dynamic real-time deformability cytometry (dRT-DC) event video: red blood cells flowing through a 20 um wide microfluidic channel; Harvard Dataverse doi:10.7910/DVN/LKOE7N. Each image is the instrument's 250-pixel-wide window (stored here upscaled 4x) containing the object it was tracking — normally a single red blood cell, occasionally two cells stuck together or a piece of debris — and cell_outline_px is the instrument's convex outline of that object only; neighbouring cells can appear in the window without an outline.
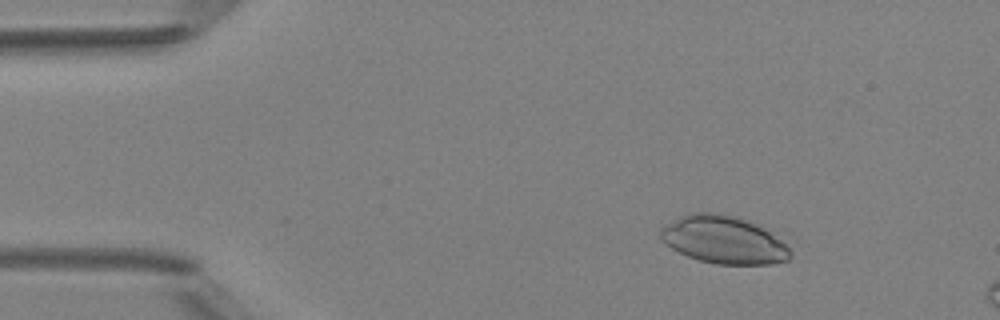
{"species": "Egyptian fruit bat (a non-hibernating species)", "species_latin": "Rousettus aegyptiacus", "temperature_condition": "room temperature", "stored_images_in_passage": 16, "camera_frame_rate_fps": 3000, "um_per_image_px": 0.085, "animal": {"sex": "female"}, "frame": {"image": 1, "passage_image": 7, "time_ms": 2.0, "image_size_px": [1000, 320], "cell_outline_px": [[792, 256], [788, 260], [772, 264], [716, 264], [700, 260], [688, 256], [664, 244], [660, 240], [660, 228], [680, 216], [692, 212], [712, 212], [736, 216], [748, 220], [756, 224], [780, 240], [792, 252]], "centroid_in_image_um": [61.48, 20.38], "position_along_channel_um": 23.5, "area_um2": 35.89}}